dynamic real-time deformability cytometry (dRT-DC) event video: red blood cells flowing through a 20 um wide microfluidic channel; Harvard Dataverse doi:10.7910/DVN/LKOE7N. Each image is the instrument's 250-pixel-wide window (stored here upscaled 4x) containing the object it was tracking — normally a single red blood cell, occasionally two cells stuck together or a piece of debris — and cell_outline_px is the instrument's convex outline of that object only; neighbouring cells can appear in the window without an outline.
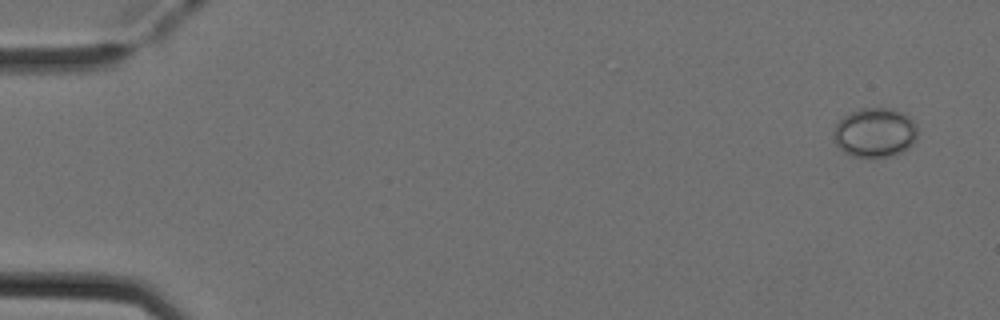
{"species": "Egyptian fruit bat (a non-hibernating species)", "species_latin": "Rousettus aegyptiacus", "temperature_condition": "cold", "stored_images_in_passage": 6, "camera_frame_rate_fps": 3000, "um_per_image_px": 0.085, "animal": {"sex": "female"}, "frame": {"image": 1, "passage_image": 1, "time_ms": 0.0, "image_size_px": [1000, 320], "cell_outline_px": [[916, 140], [908, 148], [892, 156], [852, 156], [844, 152], [836, 144], [832, 132], [836, 124], [848, 112], [860, 108], [892, 108], [908, 116], [912, 120], [916, 128]], "centroid_in_image_um": [74.34, 11.25], "position_along_channel_um": 10.7, "area_um2": 24.04}}
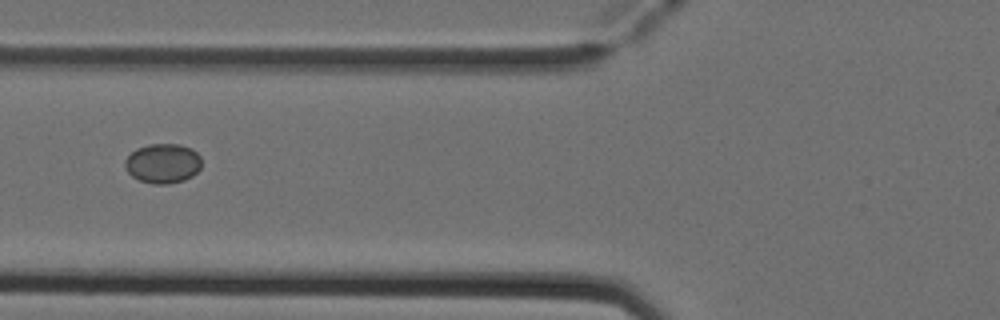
{"frame": {"image": 2, "passage_image": 6, "time_ms": 1.667, "image_size_px": [1000, 320], "cell_outline_px": [[200, 168], [192, 176], [184, 180], [168, 184], [152, 184], [140, 180], [132, 176], [128, 172], [124, 164], [124, 160], [136, 148], [148, 144], [180, 144], [192, 148], [200, 156]], "centroid_in_image_um": [13.83, 13.88], "position_along_channel_um": 112.0, "area_um2": 17.74}}